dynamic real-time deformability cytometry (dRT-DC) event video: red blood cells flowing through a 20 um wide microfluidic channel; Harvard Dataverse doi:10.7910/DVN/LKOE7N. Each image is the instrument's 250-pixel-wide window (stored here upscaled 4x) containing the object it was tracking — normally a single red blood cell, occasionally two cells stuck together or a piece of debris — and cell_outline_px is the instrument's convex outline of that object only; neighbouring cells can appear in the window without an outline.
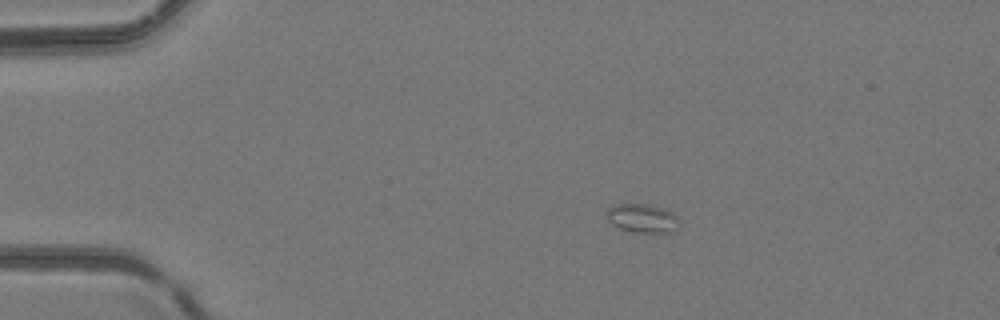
{"species": "common noctule bat (a hibernating species)", "species_latin": "Nyctalus noctula", "temperature_condition": "room temperature", "stored_images_in_passage": 5, "camera_frame_rate_fps": 3000, "um_per_image_px": 0.085, "animal": {"sex": "female", "body_mass_g": 24.6, "forearm_length_mm": 56.2}, "frame": {"image": 1, "passage_image": 2, "time_ms": 1.333, "image_size_px": [1000, 320], "cell_outline_px": [[676, 220], [672, 232], [632, 232], [620, 228], [612, 224], [608, 220], [608, 208], [616, 204], [648, 204], [664, 208], [672, 212], [676, 216]], "centroid_in_image_um": [54.55, 18.53], "position_along_channel_um": 30.5, "area_um2": 11.79}}